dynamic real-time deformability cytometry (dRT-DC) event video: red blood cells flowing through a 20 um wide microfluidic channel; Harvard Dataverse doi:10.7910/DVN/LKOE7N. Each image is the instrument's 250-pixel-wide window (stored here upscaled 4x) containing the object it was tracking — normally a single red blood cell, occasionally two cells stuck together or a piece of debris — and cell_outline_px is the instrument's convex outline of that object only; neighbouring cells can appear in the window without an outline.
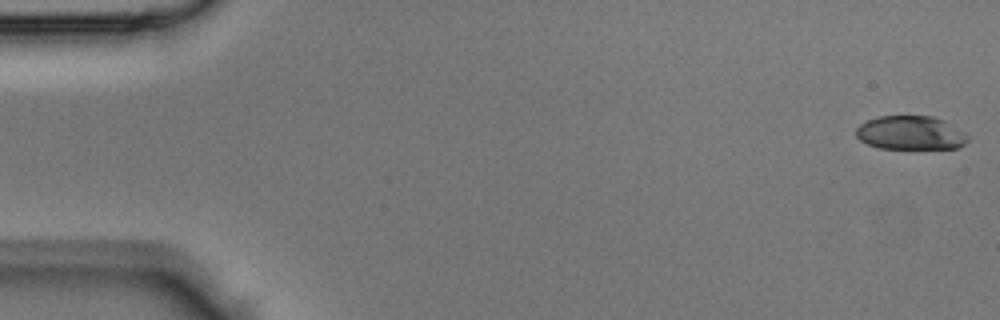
{"species": "Egyptian fruit bat (a non-hibernating species)", "species_latin": "Rousettus aegyptiacus", "temperature_condition": "room temperature", "stored_images_in_passage": 8, "camera_frame_rate_fps": 3000, "um_per_image_px": 0.085, "animal": {"sex": "male"}, "frame": {"image": 1, "passage_image": 1, "time_ms": 0.0, "image_size_px": [1000, 320], "cell_outline_px": [[968, 140], [960, 148], [880, 148], [868, 144], [860, 140], [856, 136], [856, 128], [860, 124], [868, 120], [880, 116], [932, 116], [944, 120], [964, 132], [968, 136]], "centroid_in_image_um": [77.4, 11.29], "position_along_channel_um": 7.6, "area_um2": 21.91}}